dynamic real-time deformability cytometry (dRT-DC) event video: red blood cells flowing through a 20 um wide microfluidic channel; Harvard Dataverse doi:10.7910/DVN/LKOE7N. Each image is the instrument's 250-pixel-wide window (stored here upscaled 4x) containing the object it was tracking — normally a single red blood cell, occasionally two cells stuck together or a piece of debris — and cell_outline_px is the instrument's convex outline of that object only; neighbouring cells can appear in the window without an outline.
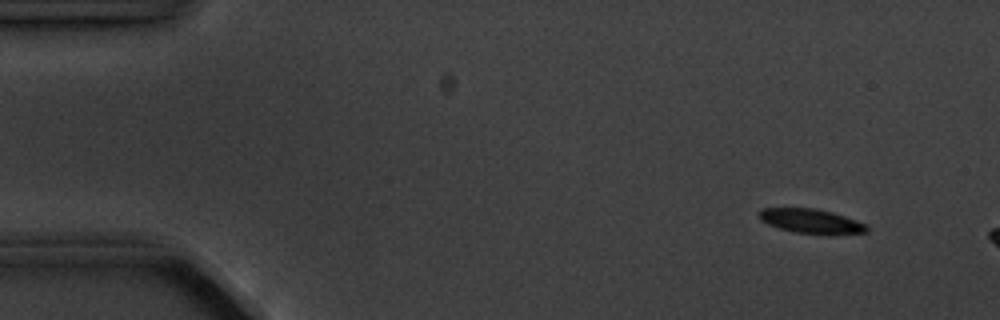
{"species": "common noctule bat (a hibernating species)", "species_latin": "Nyctalus noctula", "temperature_condition": "cold", "stored_images_in_passage": 4, "camera_frame_rate_fps": 3000, "um_per_image_px": 0.085, "animal": {"sex": "male", "body_mass_g": 20.1, "forearm_length_mm": 53.5}, "frame": {"image": 1, "passage_image": 2, "time_ms": 1.333, "image_size_px": [1000, 320], "cell_outline_px": [[868, 232], [832, 236], [796, 232], [780, 228], [768, 224], [760, 220], [760, 208], [816, 208], [832, 212], [868, 224]], "centroid_in_image_um": [69.02, 18.82], "position_along_channel_um": 16.0, "area_um2": 15.61}}